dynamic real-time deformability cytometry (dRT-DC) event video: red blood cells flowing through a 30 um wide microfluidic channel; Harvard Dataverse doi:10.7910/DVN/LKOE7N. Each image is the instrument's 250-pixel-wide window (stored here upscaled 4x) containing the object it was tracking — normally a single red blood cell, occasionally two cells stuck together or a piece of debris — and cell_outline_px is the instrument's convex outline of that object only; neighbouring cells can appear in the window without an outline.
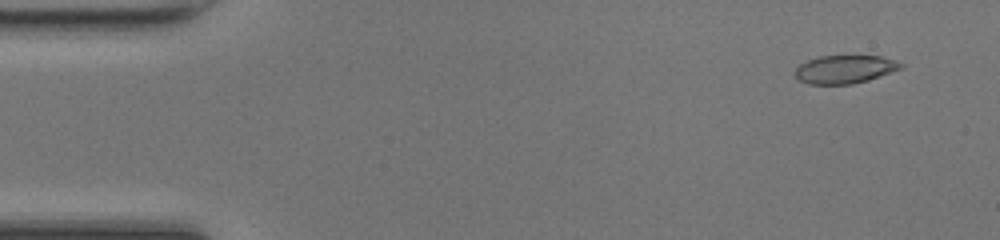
{"species": "common noctule bat (a hibernating species)", "species_latin": "Nyctalus noctula", "temperature_condition": "room temperature", "stored_images_in_passage": 49, "camera_frame_rate_fps": 3000, "um_per_image_px": 0.085, "animal": {"sex": "female", "body_mass_g": 17.0, "forearm_length_mm": 48.0}, "frame": {"image": 1, "passage_image": 4, "time_ms": 1.0, "image_size_px": [1000, 240], "cell_outline_px": [[904, 68], [868, 80], [852, 84], [808, 84], [800, 80], [792, 72], [800, 64], [808, 60], [820, 56], [880, 56], [896, 60], [904, 64]], "centroid_in_image_um": [71.83, 5.89], "position_along_channel_um": 13.2, "area_um2": 17.46}}
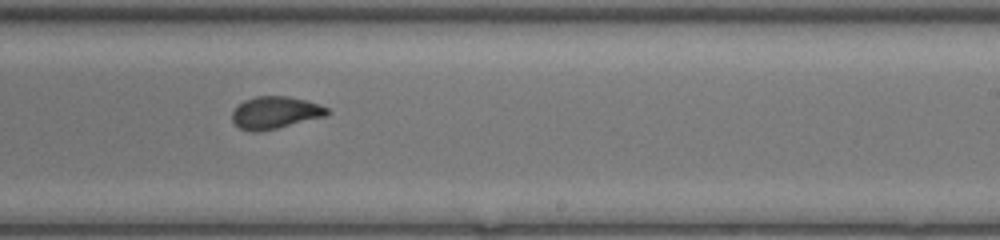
{"frame": {"image": 2, "passage_image": 30, "time_ms": 9.667, "image_size_px": [1000, 240], "cell_outline_px": [[332, 112], [328, 116], [260, 132], [248, 132], [240, 128], [232, 120], [232, 112], [244, 100], [256, 96], [288, 96], [320, 104], [328, 108]], "centroid_in_image_um": [23.43, 9.58], "position_along_channel_um": 265.6, "area_um2": 18.03}}
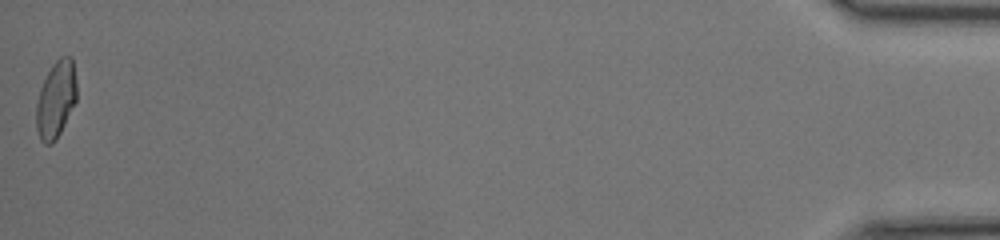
{"frame": {"image": 3, "passage_image": 49, "time_ms": 16.0, "image_size_px": [1000, 240], "cell_outline_px": [[76, 100], [56, 140], [52, 144], [44, 144], [40, 140], [36, 128], [36, 104], [40, 88], [52, 64], [60, 56], [72, 56], [76, 80]], "centroid_in_image_um": [4.74, 8.45], "position_along_channel_um": 430.5, "area_um2": 18.09}, "authors_computed_cell_mechanics": {"area_um2": 18.0914, "velocity_mm_per_s": 4.2795, "shape_relaxation_time_tau1_ms": 7.7028, "shape_relaxation_time_tau2_ms": 0.9109, "deformation_change_tau1": 0.2146, "deformation_change_tau2": 0.0533}}